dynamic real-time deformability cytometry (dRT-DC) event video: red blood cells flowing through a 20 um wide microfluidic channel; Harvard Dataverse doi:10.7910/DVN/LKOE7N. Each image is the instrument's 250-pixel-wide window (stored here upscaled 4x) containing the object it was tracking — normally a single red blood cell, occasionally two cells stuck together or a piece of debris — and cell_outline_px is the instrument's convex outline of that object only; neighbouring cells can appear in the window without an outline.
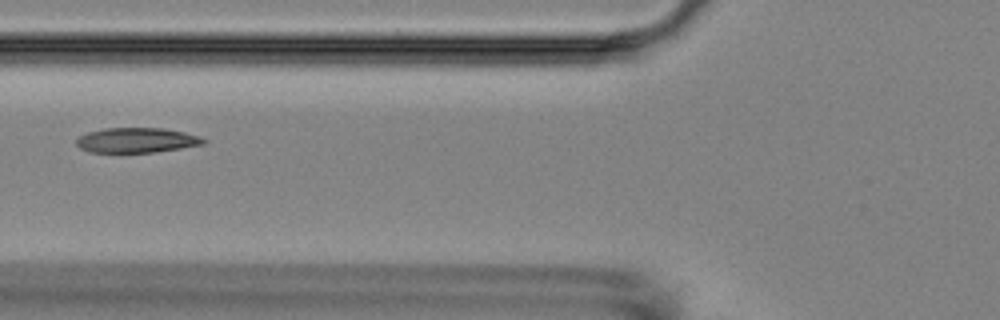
{"species": "Egyptian fruit bat (a non-hibernating species)", "species_latin": "Rousettus aegyptiacus", "temperature_condition": "room temperature", "stored_images_in_passage": 6, "camera_frame_rate_fps": 3000, "um_per_image_px": 0.085, "animal": {"sex": "female"}, "frame": {"image": 1, "passage_image": 2, "time_ms": 1.0, "image_size_px": [1000, 320], "cell_outline_px": [[208, 140], [204, 144], [180, 148], [152, 152], [88, 152], [80, 148], [76, 144], [76, 140], [80, 136], [88, 132], [104, 128], [164, 128], [184, 132], [200, 136]], "centroid_in_image_um": [11.62, 11.91], "position_along_channel_um": 114.2, "area_um2": 18.44}}
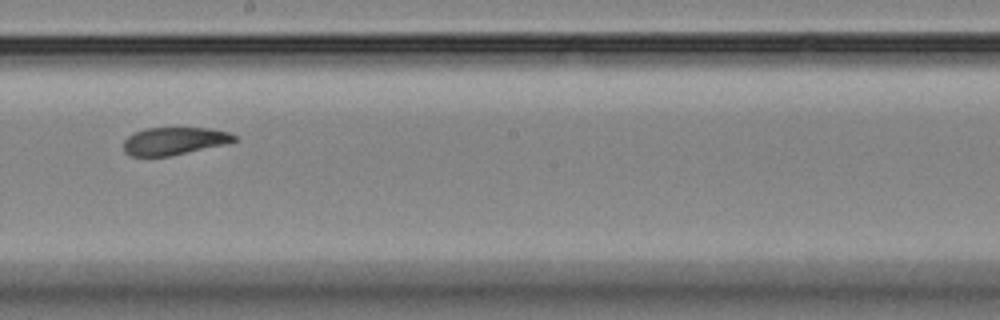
{"frame": {"image": 2, "passage_image": 5, "time_ms": 4.333, "image_size_px": [1000, 320], "cell_outline_px": [[240, 136], [236, 140], [224, 144], [168, 156], [128, 156], [124, 152], [124, 140], [128, 136], [144, 128], [208, 128], [228, 132]], "centroid_in_image_um": [14.79, 11.98], "position_along_channel_um": 233.4, "area_um2": 17.69}}
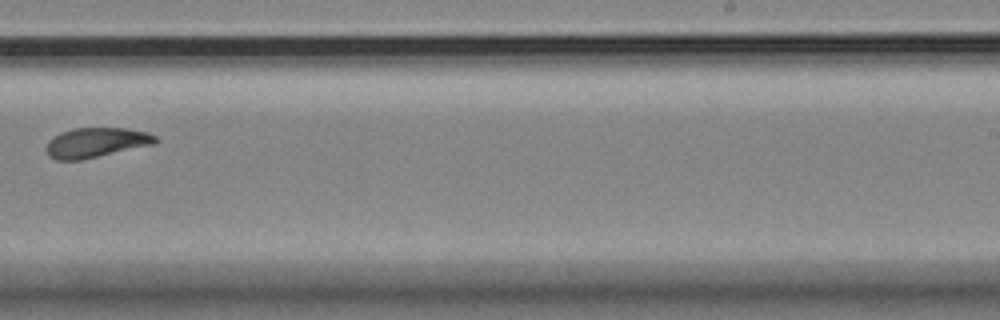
{"frame": {"image": 3, "passage_image": 6, "time_ms": 5.667, "image_size_px": [1000, 320], "cell_outline_px": [[160, 140], [156, 144], [84, 160], [56, 160], [48, 156], [48, 140], [52, 136], [60, 132], [72, 128], [128, 128], [148, 132], [156, 136]], "centroid_in_image_um": [8.22, 12.12], "position_along_channel_um": 280.8, "area_um2": 19.36}}